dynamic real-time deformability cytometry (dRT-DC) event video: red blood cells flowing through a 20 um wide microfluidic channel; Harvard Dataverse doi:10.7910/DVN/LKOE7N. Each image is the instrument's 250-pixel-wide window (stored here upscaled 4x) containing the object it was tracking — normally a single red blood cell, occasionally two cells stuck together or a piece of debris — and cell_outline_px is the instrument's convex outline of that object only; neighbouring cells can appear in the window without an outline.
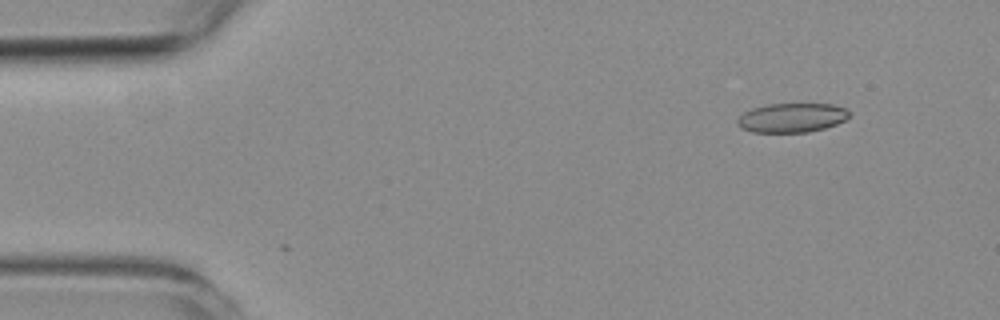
{"species": "common noctule bat (a hibernating species)", "species_latin": "Nyctalus noctula", "temperature_condition": "room temperature", "stored_images_in_passage": 2, "camera_frame_rate_fps": 3000, "um_per_image_px": 0.085, "animal": {"sex": "female", "body_mass_g": 19.3, "forearm_length_mm": 54.1}, "frame": {"image": 1, "passage_image": 1, "time_ms": 0.0, "image_size_px": [1000, 320], "cell_outline_px": [[848, 116], [844, 120], [836, 124], [824, 128], [808, 132], [752, 132], [740, 128], [736, 124], [736, 120], [744, 112], [752, 108], [764, 104], [832, 104], [844, 108], [848, 112]], "centroid_in_image_um": [67.24, 10.01], "position_along_channel_um": 17.8, "area_um2": 19.02}}